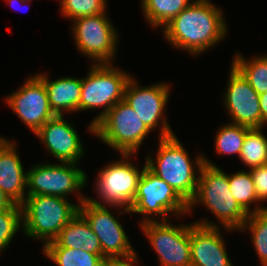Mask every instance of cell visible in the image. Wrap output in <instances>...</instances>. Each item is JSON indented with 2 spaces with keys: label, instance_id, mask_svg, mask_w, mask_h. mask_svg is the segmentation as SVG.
<instances>
[{
  "label": "cell",
  "instance_id": "obj_9",
  "mask_svg": "<svg viewBox=\"0 0 267 266\" xmlns=\"http://www.w3.org/2000/svg\"><path fill=\"white\" fill-rule=\"evenodd\" d=\"M107 12L73 20L77 50L94 60L93 64H112L116 56L118 34Z\"/></svg>",
  "mask_w": 267,
  "mask_h": 266
},
{
  "label": "cell",
  "instance_id": "obj_25",
  "mask_svg": "<svg viewBox=\"0 0 267 266\" xmlns=\"http://www.w3.org/2000/svg\"><path fill=\"white\" fill-rule=\"evenodd\" d=\"M263 128H250L244 139L239 155L249 169L267 164V137L261 131Z\"/></svg>",
  "mask_w": 267,
  "mask_h": 266
},
{
  "label": "cell",
  "instance_id": "obj_21",
  "mask_svg": "<svg viewBox=\"0 0 267 266\" xmlns=\"http://www.w3.org/2000/svg\"><path fill=\"white\" fill-rule=\"evenodd\" d=\"M43 253L58 266H103L104 259L82 249L61 247L55 240L47 243Z\"/></svg>",
  "mask_w": 267,
  "mask_h": 266
},
{
  "label": "cell",
  "instance_id": "obj_31",
  "mask_svg": "<svg viewBox=\"0 0 267 266\" xmlns=\"http://www.w3.org/2000/svg\"><path fill=\"white\" fill-rule=\"evenodd\" d=\"M138 263L137 253L126 257H110L104 261L103 266H136Z\"/></svg>",
  "mask_w": 267,
  "mask_h": 266
},
{
  "label": "cell",
  "instance_id": "obj_4",
  "mask_svg": "<svg viewBox=\"0 0 267 266\" xmlns=\"http://www.w3.org/2000/svg\"><path fill=\"white\" fill-rule=\"evenodd\" d=\"M79 205L52 195H29L21 204L22 229L29 238L54 241L62 228L79 213Z\"/></svg>",
  "mask_w": 267,
  "mask_h": 266
},
{
  "label": "cell",
  "instance_id": "obj_6",
  "mask_svg": "<svg viewBox=\"0 0 267 266\" xmlns=\"http://www.w3.org/2000/svg\"><path fill=\"white\" fill-rule=\"evenodd\" d=\"M149 132L151 133L123 99L94 125L93 134L120 154H134Z\"/></svg>",
  "mask_w": 267,
  "mask_h": 266
},
{
  "label": "cell",
  "instance_id": "obj_24",
  "mask_svg": "<svg viewBox=\"0 0 267 266\" xmlns=\"http://www.w3.org/2000/svg\"><path fill=\"white\" fill-rule=\"evenodd\" d=\"M232 64L259 95L267 92V55L246 60L237 52L232 59Z\"/></svg>",
  "mask_w": 267,
  "mask_h": 266
},
{
  "label": "cell",
  "instance_id": "obj_34",
  "mask_svg": "<svg viewBox=\"0 0 267 266\" xmlns=\"http://www.w3.org/2000/svg\"><path fill=\"white\" fill-rule=\"evenodd\" d=\"M8 1V3L10 4V5H13L14 3L16 4V2L18 3H22L23 4V6L25 5V3H29L31 0H7ZM14 6V5H13ZM26 6V5H25Z\"/></svg>",
  "mask_w": 267,
  "mask_h": 266
},
{
  "label": "cell",
  "instance_id": "obj_33",
  "mask_svg": "<svg viewBox=\"0 0 267 266\" xmlns=\"http://www.w3.org/2000/svg\"><path fill=\"white\" fill-rule=\"evenodd\" d=\"M14 202L0 189V210L9 209Z\"/></svg>",
  "mask_w": 267,
  "mask_h": 266
},
{
  "label": "cell",
  "instance_id": "obj_3",
  "mask_svg": "<svg viewBox=\"0 0 267 266\" xmlns=\"http://www.w3.org/2000/svg\"><path fill=\"white\" fill-rule=\"evenodd\" d=\"M158 146L156 163L153 158H150L151 156L147 155L146 167L170 185L189 204L197 190L199 171L204 164V156L198 155L193 164L188 152L175 134L159 138Z\"/></svg>",
  "mask_w": 267,
  "mask_h": 266
},
{
  "label": "cell",
  "instance_id": "obj_8",
  "mask_svg": "<svg viewBox=\"0 0 267 266\" xmlns=\"http://www.w3.org/2000/svg\"><path fill=\"white\" fill-rule=\"evenodd\" d=\"M188 209V203L170 185L147 167L143 169L129 212L143 214L144 219L140 223L155 221V219H149L150 215L160 216L163 218L161 221H167L166 214L186 215Z\"/></svg>",
  "mask_w": 267,
  "mask_h": 266
},
{
  "label": "cell",
  "instance_id": "obj_14",
  "mask_svg": "<svg viewBox=\"0 0 267 266\" xmlns=\"http://www.w3.org/2000/svg\"><path fill=\"white\" fill-rule=\"evenodd\" d=\"M9 96L6 104L28 128L36 133L49 119L56 116L51 109L46 86L37 76H31Z\"/></svg>",
  "mask_w": 267,
  "mask_h": 266
},
{
  "label": "cell",
  "instance_id": "obj_1",
  "mask_svg": "<svg viewBox=\"0 0 267 266\" xmlns=\"http://www.w3.org/2000/svg\"><path fill=\"white\" fill-rule=\"evenodd\" d=\"M222 12L209 0H193L163 27L164 39L195 56L212 49L227 35Z\"/></svg>",
  "mask_w": 267,
  "mask_h": 266
},
{
  "label": "cell",
  "instance_id": "obj_10",
  "mask_svg": "<svg viewBox=\"0 0 267 266\" xmlns=\"http://www.w3.org/2000/svg\"><path fill=\"white\" fill-rule=\"evenodd\" d=\"M78 163L34 165L27 172V196L52 195L67 198L85 187L87 175Z\"/></svg>",
  "mask_w": 267,
  "mask_h": 266
},
{
  "label": "cell",
  "instance_id": "obj_7",
  "mask_svg": "<svg viewBox=\"0 0 267 266\" xmlns=\"http://www.w3.org/2000/svg\"><path fill=\"white\" fill-rule=\"evenodd\" d=\"M132 155L134 154H122L123 159L110 162L101 169L97 176L95 189L103 202L87 197L90 202L119 209L125 207L123 212H130L137 192L138 181L146 167L145 163L142 170H138L135 165L130 163L129 158Z\"/></svg>",
  "mask_w": 267,
  "mask_h": 266
},
{
  "label": "cell",
  "instance_id": "obj_17",
  "mask_svg": "<svg viewBox=\"0 0 267 266\" xmlns=\"http://www.w3.org/2000/svg\"><path fill=\"white\" fill-rule=\"evenodd\" d=\"M63 116L56 115L49 119L35 135L61 163H78L84 154V148L77 131Z\"/></svg>",
  "mask_w": 267,
  "mask_h": 266
},
{
  "label": "cell",
  "instance_id": "obj_15",
  "mask_svg": "<svg viewBox=\"0 0 267 266\" xmlns=\"http://www.w3.org/2000/svg\"><path fill=\"white\" fill-rule=\"evenodd\" d=\"M230 68L224 103L231 123L261 128L259 94L232 63Z\"/></svg>",
  "mask_w": 267,
  "mask_h": 266
},
{
  "label": "cell",
  "instance_id": "obj_5",
  "mask_svg": "<svg viewBox=\"0 0 267 266\" xmlns=\"http://www.w3.org/2000/svg\"><path fill=\"white\" fill-rule=\"evenodd\" d=\"M87 76L82 78L79 111L97 109L98 113L89 124L88 130L94 133V125L119 101L124 99L126 83L131 78L112 64H93Z\"/></svg>",
  "mask_w": 267,
  "mask_h": 266
},
{
  "label": "cell",
  "instance_id": "obj_12",
  "mask_svg": "<svg viewBox=\"0 0 267 266\" xmlns=\"http://www.w3.org/2000/svg\"><path fill=\"white\" fill-rule=\"evenodd\" d=\"M79 197V213L89 223L98 237L102 253L106 258L126 257L135 253L122 224L106 208L90 202L85 195Z\"/></svg>",
  "mask_w": 267,
  "mask_h": 266
},
{
  "label": "cell",
  "instance_id": "obj_19",
  "mask_svg": "<svg viewBox=\"0 0 267 266\" xmlns=\"http://www.w3.org/2000/svg\"><path fill=\"white\" fill-rule=\"evenodd\" d=\"M45 84L51 109L56 115L79 111L82 78L61 77L50 81L47 74H36Z\"/></svg>",
  "mask_w": 267,
  "mask_h": 266
},
{
  "label": "cell",
  "instance_id": "obj_20",
  "mask_svg": "<svg viewBox=\"0 0 267 266\" xmlns=\"http://www.w3.org/2000/svg\"><path fill=\"white\" fill-rule=\"evenodd\" d=\"M55 241L61 246L70 249H82L88 253L107 258L102 253V247L89 223L80 214H76L61 230Z\"/></svg>",
  "mask_w": 267,
  "mask_h": 266
},
{
  "label": "cell",
  "instance_id": "obj_13",
  "mask_svg": "<svg viewBox=\"0 0 267 266\" xmlns=\"http://www.w3.org/2000/svg\"><path fill=\"white\" fill-rule=\"evenodd\" d=\"M170 85L159 83L149 87L137 85L131 77L124 89V100L132 107L144 125L151 131L160 124L159 138L172 136L174 133L164 114L165 105L169 98Z\"/></svg>",
  "mask_w": 267,
  "mask_h": 266
},
{
  "label": "cell",
  "instance_id": "obj_16",
  "mask_svg": "<svg viewBox=\"0 0 267 266\" xmlns=\"http://www.w3.org/2000/svg\"><path fill=\"white\" fill-rule=\"evenodd\" d=\"M198 221L190 224L191 266H232L220 225Z\"/></svg>",
  "mask_w": 267,
  "mask_h": 266
},
{
  "label": "cell",
  "instance_id": "obj_23",
  "mask_svg": "<svg viewBox=\"0 0 267 266\" xmlns=\"http://www.w3.org/2000/svg\"><path fill=\"white\" fill-rule=\"evenodd\" d=\"M228 182L234 199L248 214L267 209V207L257 206L251 210V204L257 202L258 205L260 201L258 200L250 170L229 174Z\"/></svg>",
  "mask_w": 267,
  "mask_h": 266
},
{
  "label": "cell",
  "instance_id": "obj_28",
  "mask_svg": "<svg viewBox=\"0 0 267 266\" xmlns=\"http://www.w3.org/2000/svg\"><path fill=\"white\" fill-rule=\"evenodd\" d=\"M107 0H61V13L75 20L83 16H93L106 12Z\"/></svg>",
  "mask_w": 267,
  "mask_h": 266
},
{
  "label": "cell",
  "instance_id": "obj_11",
  "mask_svg": "<svg viewBox=\"0 0 267 266\" xmlns=\"http://www.w3.org/2000/svg\"><path fill=\"white\" fill-rule=\"evenodd\" d=\"M158 254L161 266H191L190 224L175 225L167 221L139 224Z\"/></svg>",
  "mask_w": 267,
  "mask_h": 266
},
{
  "label": "cell",
  "instance_id": "obj_22",
  "mask_svg": "<svg viewBox=\"0 0 267 266\" xmlns=\"http://www.w3.org/2000/svg\"><path fill=\"white\" fill-rule=\"evenodd\" d=\"M144 17L153 28L164 27L191 2L190 0H141Z\"/></svg>",
  "mask_w": 267,
  "mask_h": 266
},
{
  "label": "cell",
  "instance_id": "obj_30",
  "mask_svg": "<svg viewBox=\"0 0 267 266\" xmlns=\"http://www.w3.org/2000/svg\"><path fill=\"white\" fill-rule=\"evenodd\" d=\"M258 200L267 201V164L250 169Z\"/></svg>",
  "mask_w": 267,
  "mask_h": 266
},
{
  "label": "cell",
  "instance_id": "obj_18",
  "mask_svg": "<svg viewBox=\"0 0 267 266\" xmlns=\"http://www.w3.org/2000/svg\"><path fill=\"white\" fill-rule=\"evenodd\" d=\"M15 143L0 138V189L15 204L21 205L27 196V173Z\"/></svg>",
  "mask_w": 267,
  "mask_h": 266
},
{
  "label": "cell",
  "instance_id": "obj_27",
  "mask_svg": "<svg viewBox=\"0 0 267 266\" xmlns=\"http://www.w3.org/2000/svg\"><path fill=\"white\" fill-rule=\"evenodd\" d=\"M251 232L252 242L262 266H267V209L252 212L240 230L247 228Z\"/></svg>",
  "mask_w": 267,
  "mask_h": 266
},
{
  "label": "cell",
  "instance_id": "obj_26",
  "mask_svg": "<svg viewBox=\"0 0 267 266\" xmlns=\"http://www.w3.org/2000/svg\"><path fill=\"white\" fill-rule=\"evenodd\" d=\"M249 127L238 125L234 123H227L218 129L215 137V147L217 153L220 155H240L245 135Z\"/></svg>",
  "mask_w": 267,
  "mask_h": 266
},
{
  "label": "cell",
  "instance_id": "obj_2",
  "mask_svg": "<svg viewBox=\"0 0 267 266\" xmlns=\"http://www.w3.org/2000/svg\"><path fill=\"white\" fill-rule=\"evenodd\" d=\"M205 205L218 218L224 230H240L248 213L237 203L230 191L228 174L204 156L199 171L197 190L189 202L188 213L196 204Z\"/></svg>",
  "mask_w": 267,
  "mask_h": 266
},
{
  "label": "cell",
  "instance_id": "obj_29",
  "mask_svg": "<svg viewBox=\"0 0 267 266\" xmlns=\"http://www.w3.org/2000/svg\"><path fill=\"white\" fill-rule=\"evenodd\" d=\"M21 225V205L14 203L9 209L0 210V253L11 243Z\"/></svg>",
  "mask_w": 267,
  "mask_h": 266
},
{
  "label": "cell",
  "instance_id": "obj_32",
  "mask_svg": "<svg viewBox=\"0 0 267 266\" xmlns=\"http://www.w3.org/2000/svg\"><path fill=\"white\" fill-rule=\"evenodd\" d=\"M260 112H261V128L267 123V92L259 95Z\"/></svg>",
  "mask_w": 267,
  "mask_h": 266
}]
</instances>
